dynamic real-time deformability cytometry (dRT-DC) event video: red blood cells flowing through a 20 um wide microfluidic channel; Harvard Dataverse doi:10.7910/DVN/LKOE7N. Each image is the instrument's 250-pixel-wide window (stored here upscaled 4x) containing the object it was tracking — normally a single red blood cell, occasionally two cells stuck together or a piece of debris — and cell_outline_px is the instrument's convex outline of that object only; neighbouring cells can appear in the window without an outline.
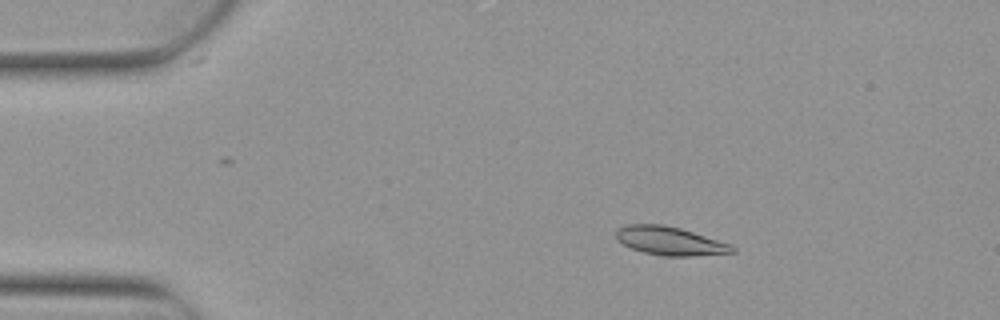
{"species": "Egyptian fruit bat (a non-hibernating species)", "species_latin": "Rousettus aegyptiacus", "temperature_condition": "warm", "stored_images_in_passage": 5, "camera_frame_rate_fps": 3000, "um_per_image_px": 0.085, "animal": {"sex": "female"}, "frame": {"image": 1, "passage_image": 3, "time_ms": 0.667, "image_size_px": [1000, 320], "cell_outline_px": [[736, 252], [692, 256], [660, 256], [644, 252], [632, 248], [616, 240], [616, 228], [628, 224], [660, 224], [680, 228], [732, 244], [736, 248]], "centroid_in_image_um": [56.95, 20.48], "position_along_channel_um": 28.1, "area_um2": 19.36}}
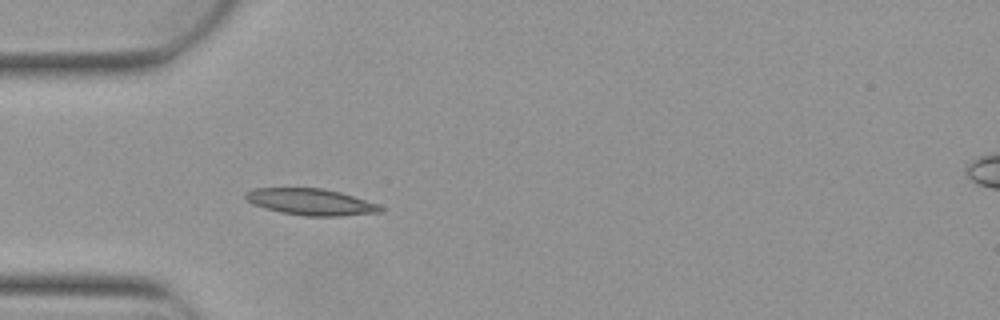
{"frame": {"image": 2, "passage_image": 5, "time_ms": 1.333, "image_size_px": [1000, 320], "cell_outline_px": [[384, 212], [340, 216], [304, 216], [280, 212], [264, 208], [252, 204], [244, 196], [244, 192], [252, 188], [324, 188], [340, 192], [376, 204], [384, 208]], "centroid_in_image_um": [26.38, 17.16], "position_along_channel_um": 58.6, "area_um2": 20.87}}